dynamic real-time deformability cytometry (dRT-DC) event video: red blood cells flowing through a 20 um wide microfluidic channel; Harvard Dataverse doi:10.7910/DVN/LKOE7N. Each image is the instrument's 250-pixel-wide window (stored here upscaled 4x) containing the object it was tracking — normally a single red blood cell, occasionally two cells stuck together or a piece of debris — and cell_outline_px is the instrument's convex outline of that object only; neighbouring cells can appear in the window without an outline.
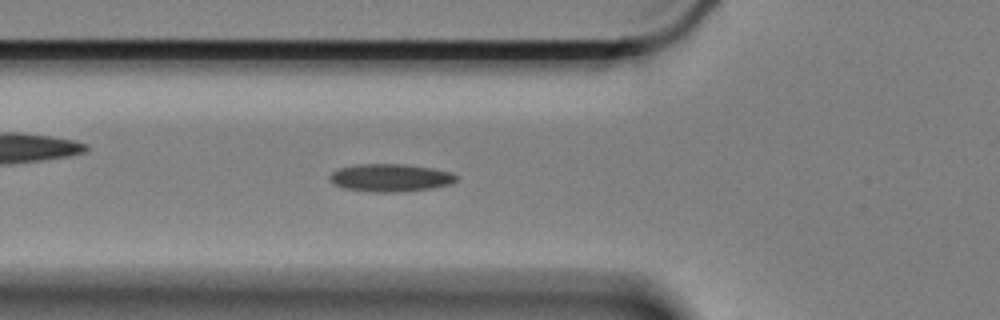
{"species": "Egyptian fruit bat (a non-hibernating species)", "species_latin": "Rousettus aegyptiacus", "temperature_condition": "cold", "stored_images_in_passage": 21, "camera_frame_rate_fps": 3000, "um_per_image_px": 0.085, "animal": {"sex": "female"}, "frame": {"image": 1, "passage_image": 20, "time_ms": 6.333, "image_size_px": [1000, 320], "cell_outline_px": [[460, 176], [452, 184], [432, 188], [396, 192], [372, 192], [344, 188], [332, 184], [328, 180], [328, 176], [336, 168], [356, 164], [404, 164], [432, 168], [452, 172]], "centroid_in_image_um": [33.16, 15.1], "position_along_channel_um": 92.6, "area_um2": 20.81}}